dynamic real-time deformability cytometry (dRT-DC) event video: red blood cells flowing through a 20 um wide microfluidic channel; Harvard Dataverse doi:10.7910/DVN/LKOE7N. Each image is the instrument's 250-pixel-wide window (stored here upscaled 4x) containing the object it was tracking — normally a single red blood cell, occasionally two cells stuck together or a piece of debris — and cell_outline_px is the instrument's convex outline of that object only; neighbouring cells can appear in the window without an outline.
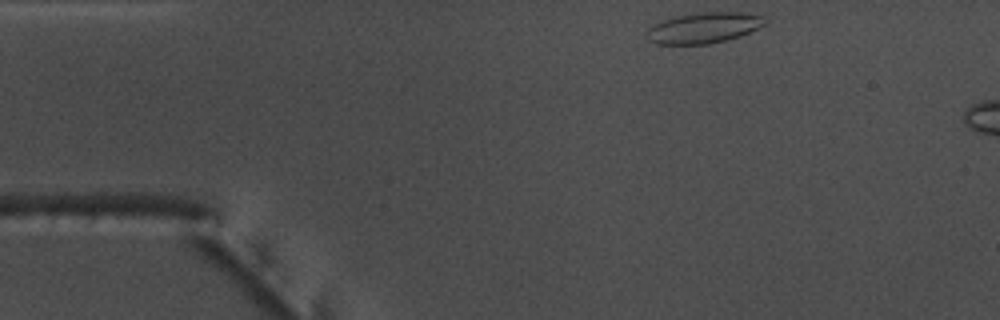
{"species": "common noctule bat (a hibernating species)", "species_latin": "Nyctalus noctula", "temperature_condition": "warm", "stored_images_in_passage": 6, "camera_frame_rate_fps": 3000, "um_per_image_px": 0.085, "animal": {"sex": "male", "body_mass_g": 17.5, "forearm_length_mm": 52.3}, "frame": {"image": 1, "passage_image": 1, "time_ms": 0.0, "image_size_px": [1000, 320], "cell_outline_px": [[768, 20], [764, 24], [740, 36], [728, 40], [708, 44], [656, 44], [648, 40], [644, 36], [644, 32], [648, 28], [664, 20], [676, 16], [704, 12], [744, 12], [764, 16]], "centroid_in_image_um": [59.8, 2.37], "position_along_channel_um": 25.2, "area_um2": 21.21}}